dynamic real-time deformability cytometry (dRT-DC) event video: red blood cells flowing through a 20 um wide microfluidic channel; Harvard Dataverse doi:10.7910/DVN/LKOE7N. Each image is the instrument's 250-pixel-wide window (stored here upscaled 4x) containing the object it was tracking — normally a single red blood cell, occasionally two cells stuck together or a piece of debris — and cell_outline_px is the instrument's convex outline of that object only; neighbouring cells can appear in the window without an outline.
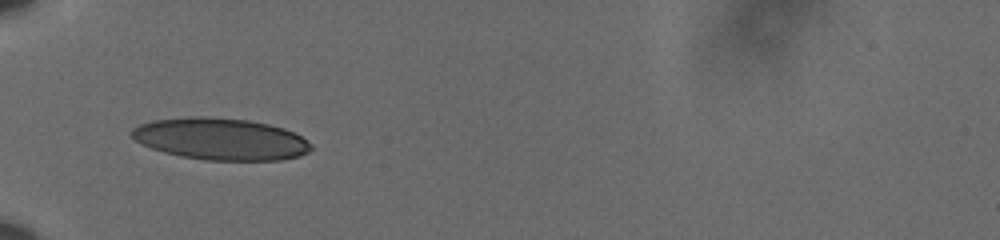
{"species": "human", "species_latin": "Homo sapiens", "temperature_condition": "cold", "stored_images_in_passage": 38, "camera_frame_rate_fps": 3000, "um_per_image_px": 0.085, "donor": {"sex": "male"}, "frame": {"image": 1, "passage_image": 1, "time_ms": 0.0, "image_size_px": [1000, 240], "cell_outline_px": [[312, 148], [308, 152], [300, 156], [280, 160], [204, 160], [180, 156], [164, 152], [152, 148], [136, 140], [128, 132], [132, 128], [140, 124], [152, 120], [188, 116], [204, 116], [248, 120], [268, 124], [284, 128], [300, 136], [312, 144]], "centroid_in_image_um": [18.74, 11.81], "position_along_channel_um": 66.3, "area_um2": 43.81}}
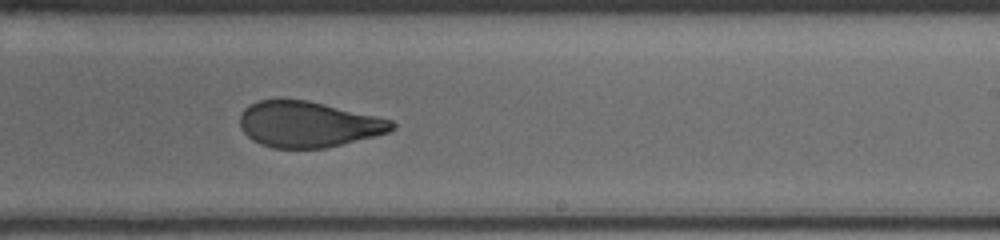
{"frame": {"image": 2, "passage_image": 18, "time_ms": 5.667, "image_size_px": [1000, 240], "cell_outline_px": [[396, 128], [388, 132], [324, 148], [272, 148], [260, 144], [252, 140], [240, 128], [240, 116], [244, 108], [260, 100], [308, 100], [376, 116], [392, 120], [396, 124]], "centroid_in_image_um": [26.17, 10.57], "position_along_channel_um": 262.8, "area_um2": 40.17}}
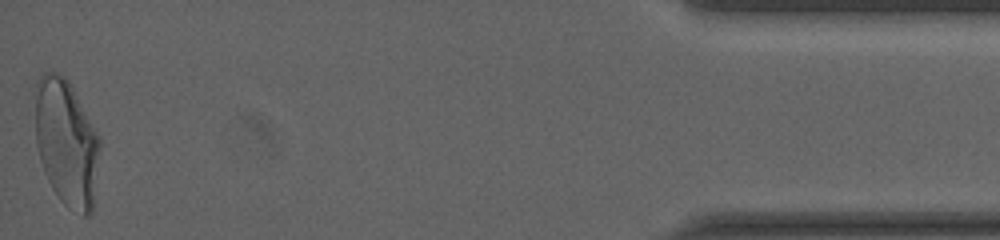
{"frame": {"image": 3, "passage_image": 38, "time_ms": 12.333, "image_size_px": [1000, 240], "cell_outline_px": [[100, 148], [92, 212], [88, 216], [84, 216], [68, 208], [60, 200], [52, 188], [44, 172], [40, 160], [36, 144], [32, 92], [36, 80], [48, 68], [64, 76], [68, 80], [100, 136]], "centroid_in_image_um": [5.6, 12.05], "position_along_channel_um": 429.6, "area_um2": 48.9}, "authors_computed_cell_mechanics": {"area_um2": 42.6275, "velocity_mm_per_s": 3.6125, "shape_relaxation_time_tau1_ms": 8.6098, "shape_relaxation_time_tau2_ms": 0.9917, "deformation_change_tau1": 0.2285, "deformation_change_tau2": 0.0705}}